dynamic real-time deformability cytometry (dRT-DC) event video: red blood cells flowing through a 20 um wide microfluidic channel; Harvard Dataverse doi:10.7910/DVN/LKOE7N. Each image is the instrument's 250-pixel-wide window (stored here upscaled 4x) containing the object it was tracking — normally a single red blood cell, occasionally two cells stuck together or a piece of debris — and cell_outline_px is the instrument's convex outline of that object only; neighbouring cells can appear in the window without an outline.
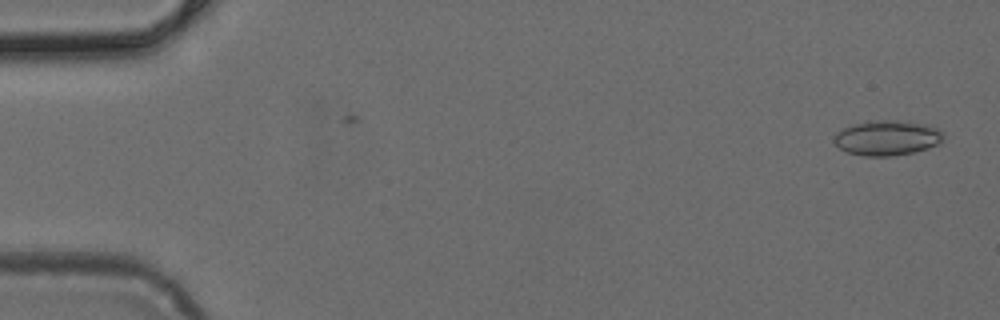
{"species": "common noctule bat (a hibernating species)", "species_latin": "Nyctalus noctula", "temperature_condition": "cold", "stored_images_in_passage": 2, "camera_frame_rate_fps": 3000, "um_per_image_px": 0.085, "animal": {"sex": "female", "body_mass_g": 24.6, "forearm_length_mm": 56.2}, "frame": {"image": 1, "passage_image": 2, "time_ms": 0.333, "image_size_px": [1000, 320], "cell_outline_px": [[944, 136], [940, 144], [928, 148], [912, 152], [892, 156], [864, 156], [848, 152], [840, 148], [832, 140], [832, 136], [836, 132], [852, 124], [872, 120], [896, 120], [924, 124], [940, 128], [944, 132]], "centroid_in_image_um": [75.41, 11.71], "position_along_channel_um": 9.6, "area_um2": 22.54}}